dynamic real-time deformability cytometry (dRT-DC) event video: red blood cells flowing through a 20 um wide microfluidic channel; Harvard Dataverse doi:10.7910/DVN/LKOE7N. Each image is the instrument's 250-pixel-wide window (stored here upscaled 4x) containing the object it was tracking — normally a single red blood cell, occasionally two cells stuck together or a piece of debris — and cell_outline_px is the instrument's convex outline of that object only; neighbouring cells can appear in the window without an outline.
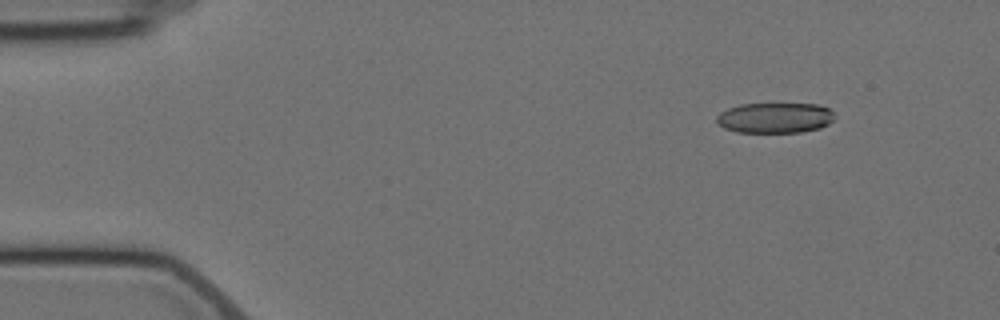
{"species": "Egyptian fruit bat (a non-hibernating species)", "species_latin": "Rousettus aegyptiacus", "temperature_condition": "cold", "stored_images_in_passage": 4, "camera_frame_rate_fps": 3000, "um_per_image_px": 0.085, "animal": {"sex": "female"}, "frame": {"image": 1, "passage_image": 2, "time_ms": 1.0, "image_size_px": [1000, 320], "cell_outline_px": [[832, 120], [828, 124], [820, 128], [800, 132], [736, 132], [724, 128], [716, 124], [716, 116], [720, 112], [728, 108], [740, 104], [820, 104], [828, 108], [832, 112]], "centroid_in_image_um": [65.82, 10.01], "position_along_channel_um": 19.2, "area_um2": 20.92}}
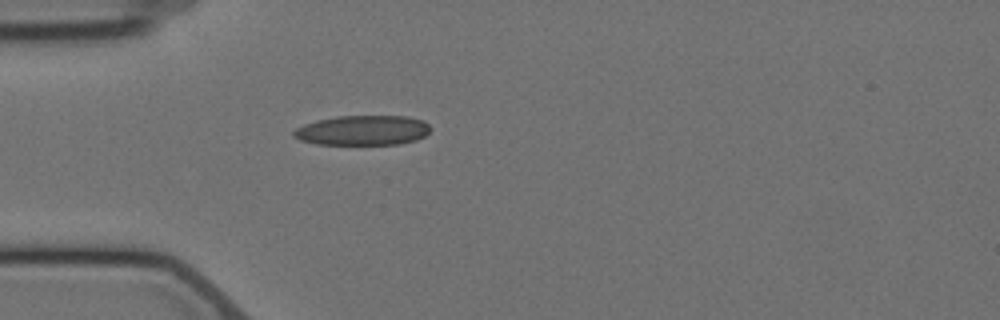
{"frame": {"image": 2, "passage_image": 4, "time_ms": 4.333, "image_size_px": [1000, 320], "cell_outline_px": [[428, 132], [424, 136], [416, 140], [400, 144], [316, 144], [300, 140], [292, 136], [292, 132], [296, 128], [304, 124], [316, 120], [336, 116], [408, 116], [424, 120], [428, 124]], "centroid_in_image_um": [30.8, 11.07], "position_along_channel_um": 54.2, "area_um2": 23.87}}